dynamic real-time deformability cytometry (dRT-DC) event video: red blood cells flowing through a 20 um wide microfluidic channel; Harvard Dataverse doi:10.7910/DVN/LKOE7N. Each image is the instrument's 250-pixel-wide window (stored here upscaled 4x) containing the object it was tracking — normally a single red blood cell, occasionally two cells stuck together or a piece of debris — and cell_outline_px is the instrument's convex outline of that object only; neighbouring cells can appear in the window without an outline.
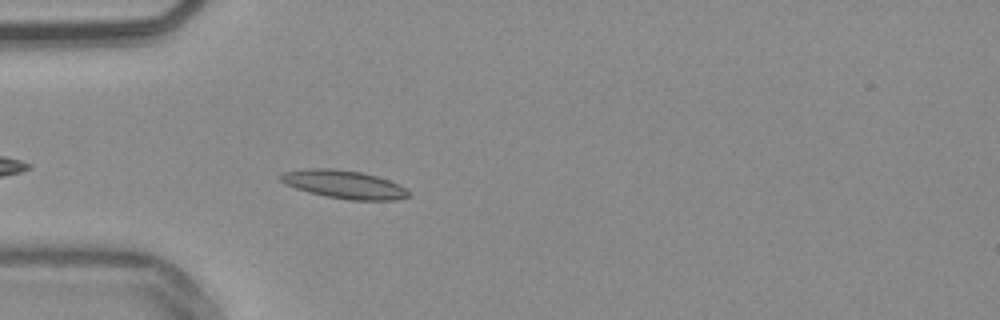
{"species": "common noctule bat (a hibernating species)", "species_latin": "Nyctalus noctula", "temperature_condition": "warm", "stored_images_in_passage": 12, "camera_frame_rate_fps": 3000, "um_per_image_px": 0.085, "animal": {"sex": "male", "body_mass_g": 20.4}, "frame": {"image": 1, "passage_image": 4, "time_ms": 1.0, "image_size_px": [1000, 320], "cell_outline_px": [[408, 196], [396, 200], [348, 200], [308, 192], [284, 184], [280, 180], [280, 176], [284, 172], [308, 168], [328, 168], [360, 172], [376, 176], [388, 180], [404, 188], [408, 192]], "centroid_in_image_um": [29.2, 15.67], "position_along_channel_um": 55.8, "area_um2": 20.63}}